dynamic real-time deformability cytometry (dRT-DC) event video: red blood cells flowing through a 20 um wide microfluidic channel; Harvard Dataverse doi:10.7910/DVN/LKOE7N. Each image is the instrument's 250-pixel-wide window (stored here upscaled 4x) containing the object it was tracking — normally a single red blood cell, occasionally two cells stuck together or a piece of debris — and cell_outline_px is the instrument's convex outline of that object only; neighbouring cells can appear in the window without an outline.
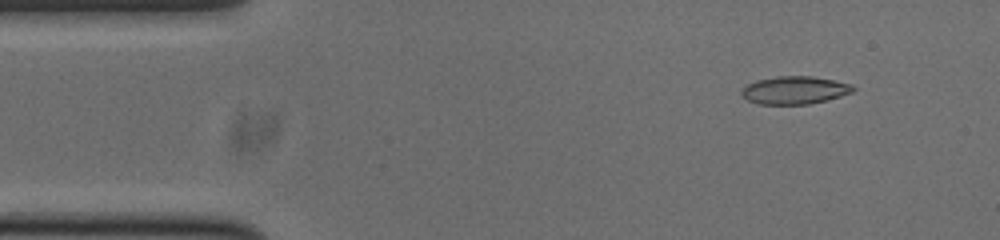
{"species": "common noctule bat (a hibernating species)", "species_latin": "Nyctalus noctula", "temperature_condition": "cold", "stored_images_in_passage": 52, "camera_frame_rate_fps": 3000, "um_per_image_px": 0.085, "animal": {"sex": "male", "body_mass_g": 20.0, "forearm_length_mm": 53.3}, "frame": {"image": 1, "passage_image": 5, "time_ms": 1.333, "image_size_px": [1000, 240], "cell_outline_px": [[856, 88], [852, 92], [828, 100], [808, 104], [760, 104], [748, 100], [740, 92], [748, 84], [756, 80], [776, 76], [812, 76], [852, 84]], "centroid_in_image_um": [67.56, 7.66], "position_along_channel_um": 17.4, "area_um2": 17.98}}
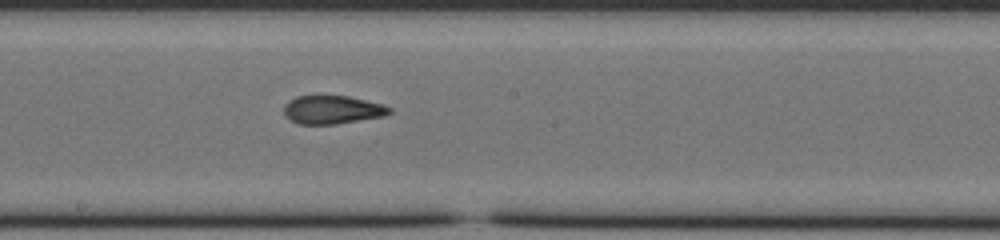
{"frame": {"image": 2, "passage_image": 27, "time_ms": 8.667, "image_size_px": [1000, 240], "cell_outline_px": [[392, 112], [384, 116], [336, 124], [296, 124], [284, 116], [284, 104], [288, 100], [296, 96], [348, 96], [384, 104], [392, 108]], "centroid_in_image_um": [28.23, 9.33], "position_along_channel_um": 220.0, "area_um2": 17.63}}
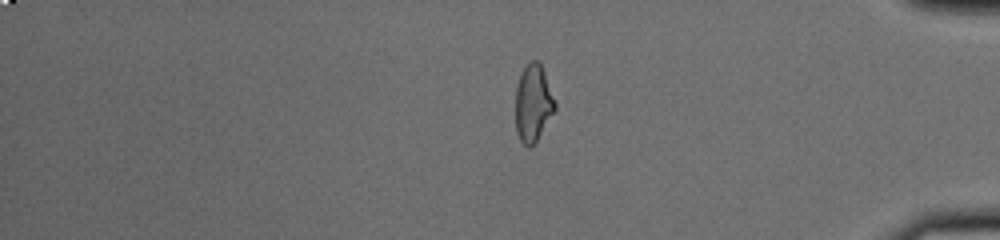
{"frame": {"image": 3, "passage_image": 43, "time_ms": 14.0, "image_size_px": [1000, 240], "cell_outline_px": [[556, 108], [532, 148], [528, 148], [520, 140], [516, 132], [516, 88], [520, 76], [524, 68], [532, 60], [536, 60], [540, 64], [544, 72], [556, 104]], "centroid_in_image_um": [45.31, 8.82], "position_along_channel_um": 389.9, "area_um2": 17.46}, "authors_computed_cell_mechanics": {"area_um2": 17.918, "velocity_mm_per_s": 3.786, "shape_relaxation_time_tau1_ms": 10.2061, "shape_relaxation_time_tau2_ms": 1.5844, "deformation_change_tau1": 0.2551, "deformation_change_tau2": 0.0932}}